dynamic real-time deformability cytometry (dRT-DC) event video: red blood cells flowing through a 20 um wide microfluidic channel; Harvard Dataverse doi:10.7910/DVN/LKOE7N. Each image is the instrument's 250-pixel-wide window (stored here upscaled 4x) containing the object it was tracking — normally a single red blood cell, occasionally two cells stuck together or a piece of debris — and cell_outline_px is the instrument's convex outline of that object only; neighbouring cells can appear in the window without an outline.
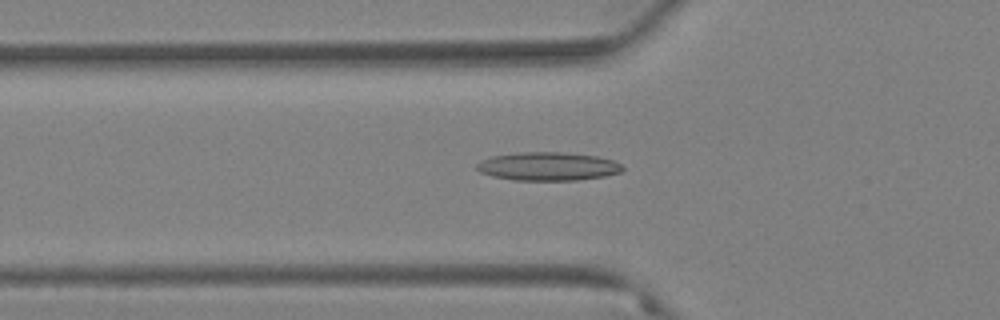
{"species": "Egyptian fruit bat (a non-hibernating species)", "species_latin": "Rousettus aegyptiacus", "temperature_condition": "warm", "stored_images_in_passage": 60, "camera_frame_rate_fps": 3000, "um_per_image_px": 0.085, "animal": {"sex": "female"}, "frame": {"image": 1, "passage_image": 22, "time_ms": 7.0, "image_size_px": [1000, 320], "cell_outline_px": [[624, 168], [620, 172], [604, 176], [576, 180], [516, 180], [492, 176], [480, 172], [476, 168], [476, 164], [492, 156], [520, 152], [564, 152], [596, 156], [612, 160], [620, 164]], "centroid_in_image_um": [46.57, 14.14], "position_along_channel_um": 79.2, "area_um2": 23.93}}
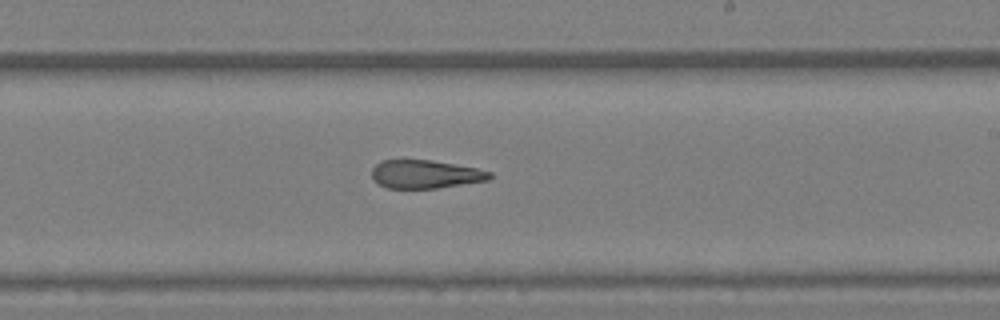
{"frame": {"image": 2, "passage_image": 37, "time_ms": 12.0, "image_size_px": [1000, 320], "cell_outline_px": [[492, 176], [488, 180], [436, 188], [388, 188], [380, 184], [372, 176], [372, 168], [380, 160], [432, 160], [476, 168], [492, 172]], "centroid_in_image_um": [36.16, 14.8], "position_along_channel_um": 252.8, "area_um2": 19.25}}
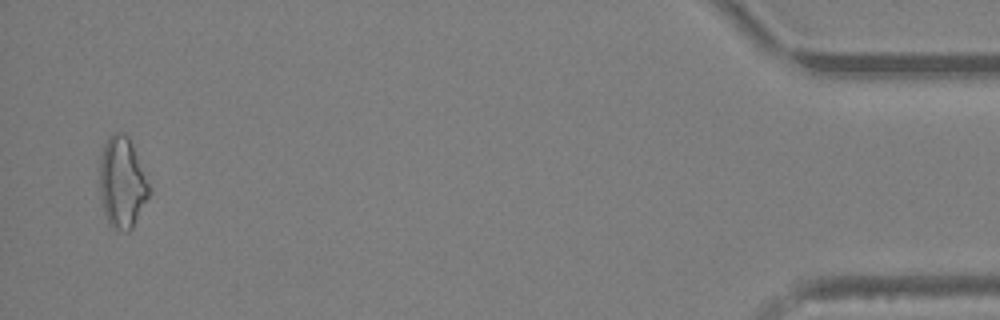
{"frame": {"image": 3, "passage_image": 59, "time_ms": 19.333, "image_size_px": [1000, 320], "cell_outline_px": [[152, 192], [132, 228], [128, 232], [112, 228], [108, 224], [100, 200], [100, 156], [104, 144], [108, 136], [116, 132], [124, 132], [128, 136], [132, 144], [152, 188]], "centroid_in_image_um": [10.39, 15.53], "position_along_channel_um": 424.8, "area_um2": 26.7}, "authors_computed_cell_mechanics": {"area_um2": 22.1085, "velocity_mm_per_s": 3.4702, "shape_relaxation_time_tau1_ms": null, "shape_relaxation_time_tau2_ms": 3.0439, "deformation_change_tau1": null, "deformation_change_tau2": 0.1349}}